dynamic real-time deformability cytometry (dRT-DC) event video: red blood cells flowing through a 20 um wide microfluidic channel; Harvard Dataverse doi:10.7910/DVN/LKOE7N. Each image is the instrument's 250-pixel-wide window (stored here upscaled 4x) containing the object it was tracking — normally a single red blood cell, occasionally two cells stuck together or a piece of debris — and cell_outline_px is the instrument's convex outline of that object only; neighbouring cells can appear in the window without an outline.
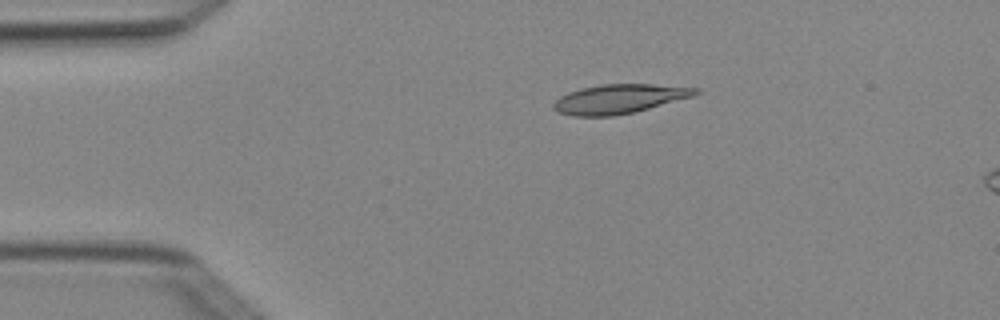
{"species": "Egyptian fruit bat (a non-hibernating species)", "species_latin": "Rousettus aegyptiacus", "temperature_condition": "cold", "stored_images_in_passage": 5, "segment_of_instrument_passage": [1, 2], "camera_frame_rate_fps": 3000, "um_per_image_px": 0.085, "animal": {"sex": "female"}, "frame": {"image": 1, "passage_image": 3, "time_ms": 0.667, "image_size_px": [1000, 320], "cell_outline_px": [[700, 92], [692, 96], [648, 108], [632, 112], [612, 116], [572, 116], [556, 112], [552, 108], [552, 104], [560, 96], [568, 92], [580, 88], [600, 84], [652, 84], [700, 88]], "centroid_in_image_um": [52.57, 8.4], "position_along_channel_um": 32.4, "area_um2": 24.1}}